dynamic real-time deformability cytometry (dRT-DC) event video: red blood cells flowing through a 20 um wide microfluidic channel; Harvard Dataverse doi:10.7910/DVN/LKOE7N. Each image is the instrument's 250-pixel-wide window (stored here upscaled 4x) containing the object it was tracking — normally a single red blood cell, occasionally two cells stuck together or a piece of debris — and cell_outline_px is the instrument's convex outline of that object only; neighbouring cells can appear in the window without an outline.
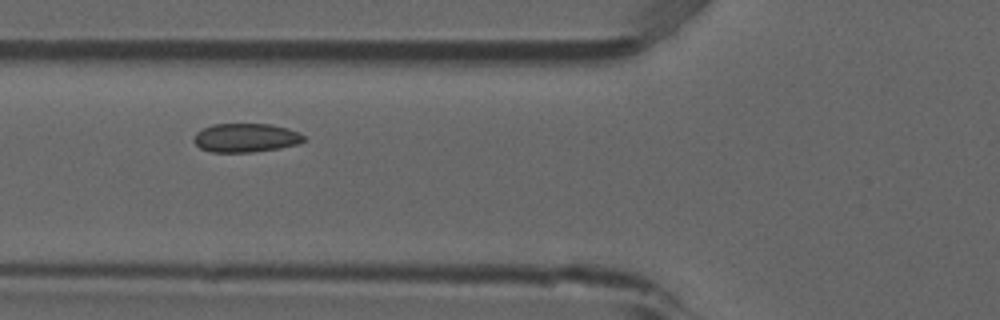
{"species": "common noctule bat (a hibernating species)", "species_latin": "Nyctalus noctula", "temperature_condition": "room temperature", "stored_images_in_passage": 6, "camera_frame_rate_fps": 3000, "um_per_image_px": 0.085, "animal": {"sex": "male", "forearm_length_mm": 52.5}, "frame": {"image": 1, "passage_image": 4, "time_ms": 1.0, "image_size_px": [1000, 320], "cell_outline_px": [[304, 140], [300, 144], [280, 148], [252, 152], [212, 152], [200, 148], [192, 140], [196, 132], [212, 124], [268, 124], [288, 128], [300, 132], [304, 136]], "centroid_in_image_um": [20.9, 11.71], "position_along_channel_um": 104.9, "area_um2": 18.55}}
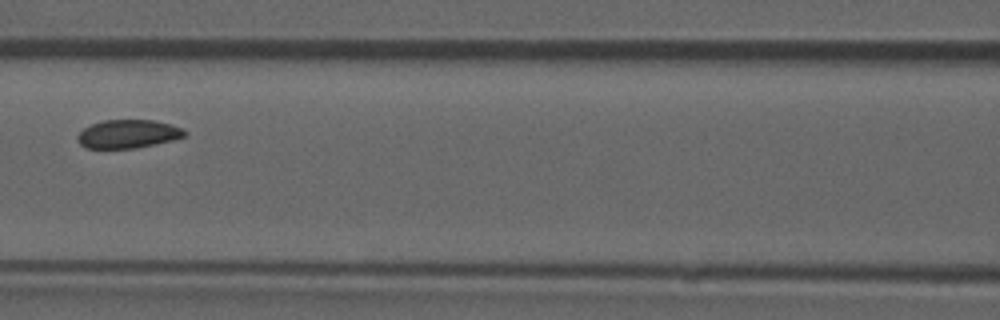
{"frame": {"image": 2, "passage_image": 5, "time_ms": 1.333, "image_size_px": [1000, 320], "cell_outline_px": [[184, 136], [172, 140], [136, 148], [84, 148], [76, 140], [76, 136], [84, 128], [92, 124], [104, 120], [152, 120], [172, 124], [184, 128]], "centroid_in_image_um": [10.85, 11.38], "position_along_channel_um": 155.7, "area_um2": 17.69}}